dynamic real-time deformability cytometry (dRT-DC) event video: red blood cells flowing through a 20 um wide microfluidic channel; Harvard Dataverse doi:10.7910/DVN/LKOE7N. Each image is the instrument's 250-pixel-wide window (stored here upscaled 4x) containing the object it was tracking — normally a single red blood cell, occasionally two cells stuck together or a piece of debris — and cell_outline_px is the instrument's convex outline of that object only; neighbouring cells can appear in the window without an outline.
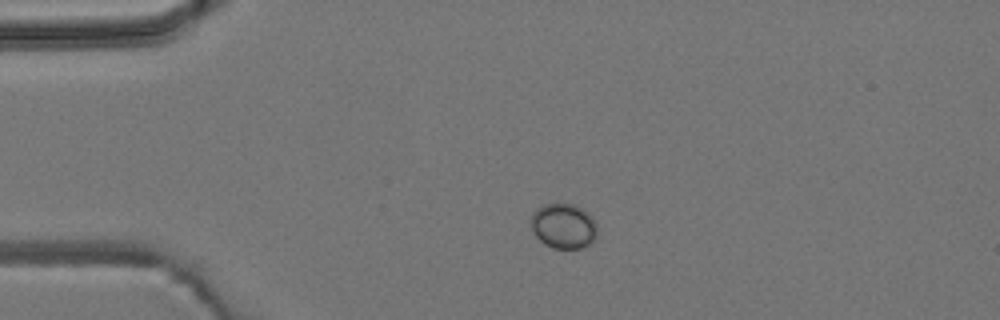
{"species": "common noctule bat (a hibernating species)", "species_latin": "Nyctalus noctula", "temperature_condition": "room temperature", "stored_images_in_passage": 2, "camera_frame_rate_fps": 3000, "um_per_image_px": 0.085, "animal": {"sex": "male", "body_mass_g": 19.2, "forearm_length_mm": 51.8}, "frame": {"image": 1, "passage_image": 1, "time_ms": 0.0, "image_size_px": [1000, 320], "cell_outline_px": [[596, 236], [588, 244], [580, 248], [552, 248], [544, 244], [532, 232], [528, 220], [532, 212], [536, 208], [544, 204], [572, 204], [584, 208], [588, 212], [596, 224]], "centroid_in_image_um": [47.84, 19.19], "position_along_channel_um": 37.2, "area_um2": 17.63}}